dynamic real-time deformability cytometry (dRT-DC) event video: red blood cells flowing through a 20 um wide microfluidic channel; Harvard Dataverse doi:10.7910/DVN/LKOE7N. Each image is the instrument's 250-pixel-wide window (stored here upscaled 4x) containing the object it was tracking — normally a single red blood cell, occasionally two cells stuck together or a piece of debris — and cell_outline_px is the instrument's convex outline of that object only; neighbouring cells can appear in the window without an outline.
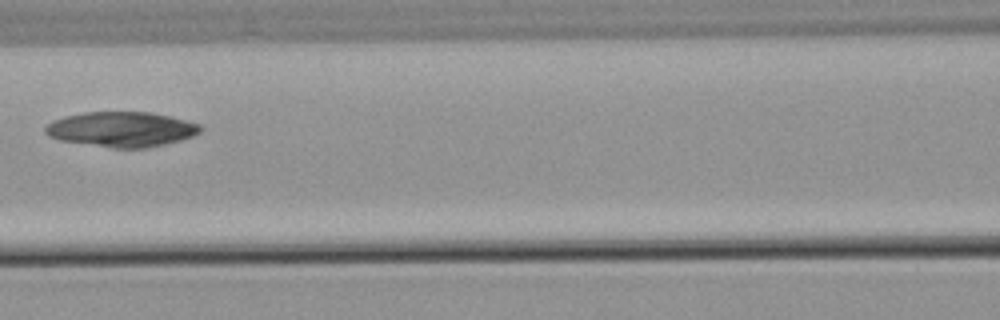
{"species": "common noctule bat (a hibernating species)", "species_latin": "Nyctalus noctula", "temperature_condition": "warm", "stored_images_in_passage": 4, "camera_frame_rate_fps": 3000, "um_per_image_px": 0.085, "animal": {"sex": "male", "body_mass_g": 21.5, "forearm_length_mm": 52.0}, "frame": {"image": 1, "passage_image": 4, "time_ms": 3.667, "image_size_px": [1000, 320], "cell_outline_px": [[204, 128], [200, 132], [192, 136], [180, 140], [148, 148], [112, 148], [60, 140], [48, 136], [44, 132], [44, 128], [52, 120], [64, 116], [84, 112], [152, 112], [200, 124]], "centroid_in_image_um": [10.31, 10.99], "position_along_channel_um": 156.3, "area_um2": 31.73}}